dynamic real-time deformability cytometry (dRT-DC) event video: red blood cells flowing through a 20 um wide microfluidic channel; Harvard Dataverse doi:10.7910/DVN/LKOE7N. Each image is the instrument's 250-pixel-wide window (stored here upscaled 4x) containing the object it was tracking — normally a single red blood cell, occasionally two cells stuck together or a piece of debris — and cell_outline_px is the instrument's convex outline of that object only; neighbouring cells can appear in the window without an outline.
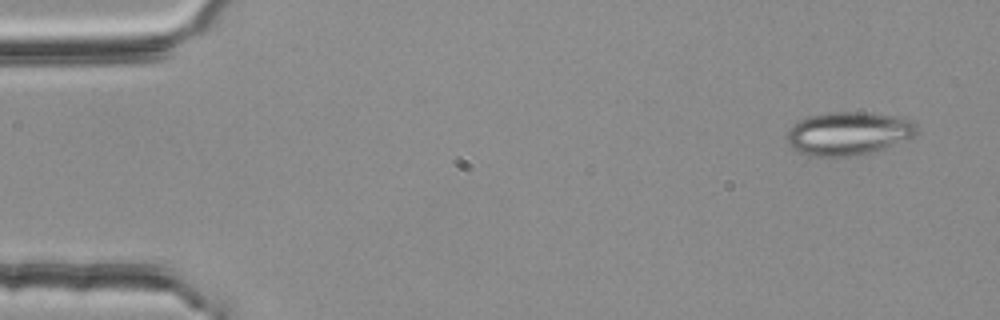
{"species": "common noctule bat (a hibernating species)", "species_latin": "Nyctalus noctula", "temperature_condition": "room temperature", "stored_images_in_passage": 4, "camera_frame_rate_fps": 3000, "um_per_image_px": 0.085, "animal": {"sex": "female", "body_mass_g": 25.1}, "frame": {"image": 1, "passage_image": 1, "time_ms": 0.0, "image_size_px": [1000, 320], "cell_outline_px": [[916, 132], [912, 136], [892, 144], [856, 156], [808, 156], [796, 152], [788, 144], [784, 136], [788, 128], [800, 120], [808, 116], [828, 112], [872, 112], [900, 116], [912, 120], [916, 124]], "centroid_in_image_um": [72.03, 11.32], "position_along_channel_um": 13.0, "area_um2": 32.89}}